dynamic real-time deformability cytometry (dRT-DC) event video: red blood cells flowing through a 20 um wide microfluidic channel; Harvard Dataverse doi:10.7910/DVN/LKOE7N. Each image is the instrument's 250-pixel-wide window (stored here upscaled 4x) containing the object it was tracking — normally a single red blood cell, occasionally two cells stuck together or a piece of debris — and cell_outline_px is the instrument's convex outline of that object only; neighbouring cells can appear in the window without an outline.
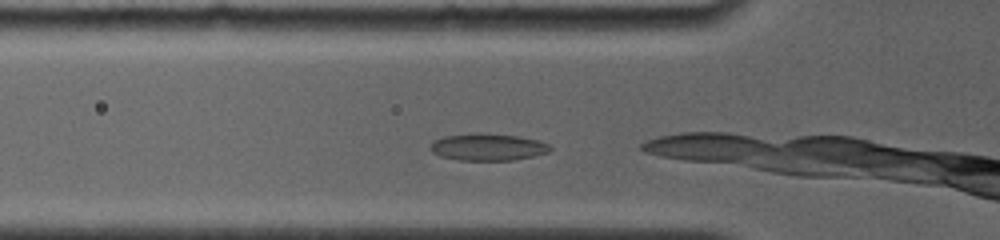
{"species": "common noctule bat (a hibernating species)", "species_latin": "Nyctalus noctula", "temperature_condition": "room temperature", "stored_images_in_passage": 23, "camera_frame_rate_fps": 4000, "um_per_image_px": 0.085, "animal": {"sex": "female", "body_mass_g": 19.0, "forearm_length_mm": 56.7}, "frame": {"image": 1, "passage_image": 10, "time_ms": 2.25, "image_size_px": [1000, 240], "cell_outline_px": [[552, 148], [548, 152], [532, 156], [512, 160], [460, 160], [440, 156], [432, 152], [428, 148], [432, 140], [444, 136], [476, 132], [480, 132], [520, 136], [552, 144]], "centroid_in_image_um": [41.43, 12.48], "position_along_channel_um": 84.4, "area_um2": 19.13}}
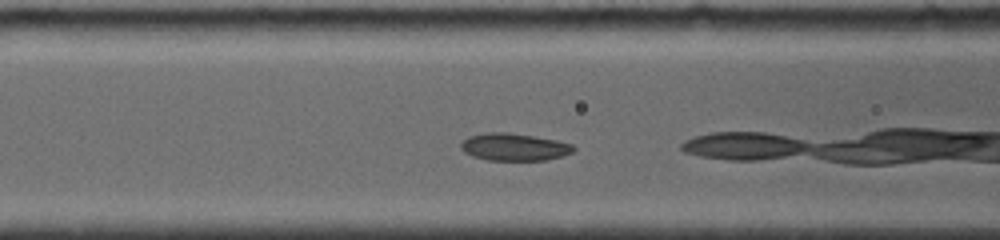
{"frame": {"image": 2, "passage_image": 14, "time_ms": 3.25, "image_size_px": [1000, 240], "cell_outline_px": [[576, 148], [572, 152], [560, 156], [544, 160], [488, 160], [472, 156], [464, 152], [460, 148], [460, 144], [468, 136], [484, 132], [508, 132], [556, 140], [572, 144]], "centroid_in_image_um": [43.66, 12.48], "position_along_channel_um": 122.9, "area_um2": 17.92}}